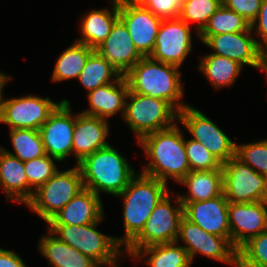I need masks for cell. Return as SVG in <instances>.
<instances>
[{
  "label": "cell",
  "instance_id": "cell-1",
  "mask_svg": "<svg viewBox=\"0 0 267 267\" xmlns=\"http://www.w3.org/2000/svg\"><path fill=\"white\" fill-rule=\"evenodd\" d=\"M174 126L145 135L138 143L143 148L148 164L142 173L167 183L173 178L179 183L191 170L187 160L185 138Z\"/></svg>",
  "mask_w": 267,
  "mask_h": 267
},
{
  "label": "cell",
  "instance_id": "cell-2",
  "mask_svg": "<svg viewBox=\"0 0 267 267\" xmlns=\"http://www.w3.org/2000/svg\"><path fill=\"white\" fill-rule=\"evenodd\" d=\"M168 184L140 172L118 195L123 199L124 236L115 237L126 247L144 228L156 205L169 193Z\"/></svg>",
  "mask_w": 267,
  "mask_h": 267
},
{
  "label": "cell",
  "instance_id": "cell-3",
  "mask_svg": "<svg viewBox=\"0 0 267 267\" xmlns=\"http://www.w3.org/2000/svg\"><path fill=\"white\" fill-rule=\"evenodd\" d=\"M179 70L148 56L140 59L124 77L130 92L166 100L181 111L188 104L180 102L184 93Z\"/></svg>",
  "mask_w": 267,
  "mask_h": 267
},
{
  "label": "cell",
  "instance_id": "cell-4",
  "mask_svg": "<svg viewBox=\"0 0 267 267\" xmlns=\"http://www.w3.org/2000/svg\"><path fill=\"white\" fill-rule=\"evenodd\" d=\"M119 153L109 144L79 162L83 187L99 196L100 192H104L118 197L136 174Z\"/></svg>",
  "mask_w": 267,
  "mask_h": 267
},
{
  "label": "cell",
  "instance_id": "cell-5",
  "mask_svg": "<svg viewBox=\"0 0 267 267\" xmlns=\"http://www.w3.org/2000/svg\"><path fill=\"white\" fill-rule=\"evenodd\" d=\"M103 218L85 225L48 226L47 229L59 240L95 260L101 267H118L116 263L124 253V250H120L123 246L115 237L105 235L96 229Z\"/></svg>",
  "mask_w": 267,
  "mask_h": 267
},
{
  "label": "cell",
  "instance_id": "cell-6",
  "mask_svg": "<svg viewBox=\"0 0 267 267\" xmlns=\"http://www.w3.org/2000/svg\"><path fill=\"white\" fill-rule=\"evenodd\" d=\"M124 121L138 142L145 136L156 131L174 126L178 121L179 111L168 101L130 92L127 95Z\"/></svg>",
  "mask_w": 267,
  "mask_h": 267
},
{
  "label": "cell",
  "instance_id": "cell-7",
  "mask_svg": "<svg viewBox=\"0 0 267 267\" xmlns=\"http://www.w3.org/2000/svg\"><path fill=\"white\" fill-rule=\"evenodd\" d=\"M169 195L170 192L156 205L142 231L124 248V255L132 257L144 247L176 242L184 208L179 196L175 198L178 205L174 207Z\"/></svg>",
  "mask_w": 267,
  "mask_h": 267
},
{
  "label": "cell",
  "instance_id": "cell-8",
  "mask_svg": "<svg viewBox=\"0 0 267 267\" xmlns=\"http://www.w3.org/2000/svg\"><path fill=\"white\" fill-rule=\"evenodd\" d=\"M83 188L78 165L68 170H58L34 192L26 206L48 223Z\"/></svg>",
  "mask_w": 267,
  "mask_h": 267
},
{
  "label": "cell",
  "instance_id": "cell-9",
  "mask_svg": "<svg viewBox=\"0 0 267 267\" xmlns=\"http://www.w3.org/2000/svg\"><path fill=\"white\" fill-rule=\"evenodd\" d=\"M9 80L10 76L0 87V122L8 124L9 129L39 130L62 101L55 103L49 97L35 95L6 100L2 91Z\"/></svg>",
  "mask_w": 267,
  "mask_h": 267
},
{
  "label": "cell",
  "instance_id": "cell-10",
  "mask_svg": "<svg viewBox=\"0 0 267 267\" xmlns=\"http://www.w3.org/2000/svg\"><path fill=\"white\" fill-rule=\"evenodd\" d=\"M223 193L229 203L267 201V178L236 156L222 164Z\"/></svg>",
  "mask_w": 267,
  "mask_h": 267
},
{
  "label": "cell",
  "instance_id": "cell-11",
  "mask_svg": "<svg viewBox=\"0 0 267 267\" xmlns=\"http://www.w3.org/2000/svg\"><path fill=\"white\" fill-rule=\"evenodd\" d=\"M179 123L201 142L222 164L236 156V142L230 139L212 120L194 106H186L178 113Z\"/></svg>",
  "mask_w": 267,
  "mask_h": 267
},
{
  "label": "cell",
  "instance_id": "cell-12",
  "mask_svg": "<svg viewBox=\"0 0 267 267\" xmlns=\"http://www.w3.org/2000/svg\"><path fill=\"white\" fill-rule=\"evenodd\" d=\"M190 28L179 17L162 19L150 57L180 68L192 50Z\"/></svg>",
  "mask_w": 267,
  "mask_h": 267
},
{
  "label": "cell",
  "instance_id": "cell-13",
  "mask_svg": "<svg viewBox=\"0 0 267 267\" xmlns=\"http://www.w3.org/2000/svg\"><path fill=\"white\" fill-rule=\"evenodd\" d=\"M49 116L39 128L47 155L60 161L73 153V134L75 115L72 114L70 102L66 99Z\"/></svg>",
  "mask_w": 267,
  "mask_h": 267
},
{
  "label": "cell",
  "instance_id": "cell-14",
  "mask_svg": "<svg viewBox=\"0 0 267 267\" xmlns=\"http://www.w3.org/2000/svg\"><path fill=\"white\" fill-rule=\"evenodd\" d=\"M180 239L185 242L183 247L191 262L197 253H201L207 258L230 265L236 250L228 238L209 234L185 216L180 221L176 242L179 243Z\"/></svg>",
  "mask_w": 267,
  "mask_h": 267
},
{
  "label": "cell",
  "instance_id": "cell-15",
  "mask_svg": "<svg viewBox=\"0 0 267 267\" xmlns=\"http://www.w3.org/2000/svg\"><path fill=\"white\" fill-rule=\"evenodd\" d=\"M118 9L119 19L125 24L136 49L143 57L150 56L162 18L140 2L120 3Z\"/></svg>",
  "mask_w": 267,
  "mask_h": 267
},
{
  "label": "cell",
  "instance_id": "cell-16",
  "mask_svg": "<svg viewBox=\"0 0 267 267\" xmlns=\"http://www.w3.org/2000/svg\"><path fill=\"white\" fill-rule=\"evenodd\" d=\"M230 241L239 249L250 238L267 230V201L229 203Z\"/></svg>",
  "mask_w": 267,
  "mask_h": 267
},
{
  "label": "cell",
  "instance_id": "cell-17",
  "mask_svg": "<svg viewBox=\"0 0 267 267\" xmlns=\"http://www.w3.org/2000/svg\"><path fill=\"white\" fill-rule=\"evenodd\" d=\"M252 28L245 32L198 36L202 43L214 50L212 54L227 57L241 64L259 68L260 47L252 37Z\"/></svg>",
  "mask_w": 267,
  "mask_h": 267
},
{
  "label": "cell",
  "instance_id": "cell-18",
  "mask_svg": "<svg viewBox=\"0 0 267 267\" xmlns=\"http://www.w3.org/2000/svg\"><path fill=\"white\" fill-rule=\"evenodd\" d=\"M184 216L209 234L230 240L228 205L224 193L220 196L191 203H182Z\"/></svg>",
  "mask_w": 267,
  "mask_h": 267
},
{
  "label": "cell",
  "instance_id": "cell-19",
  "mask_svg": "<svg viewBox=\"0 0 267 267\" xmlns=\"http://www.w3.org/2000/svg\"><path fill=\"white\" fill-rule=\"evenodd\" d=\"M124 76L143 56L136 49L125 26L118 19L108 37L95 49Z\"/></svg>",
  "mask_w": 267,
  "mask_h": 267
},
{
  "label": "cell",
  "instance_id": "cell-20",
  "mask_svg": "<svg viewBox=\"0 0 267 267\" xmlns=\"http://www.w3.org/2000/svg\"><path fill=\"white\" fill-rule=\"evenodd\" d=\"M108 134L109 123L107 120L83 113L75 115L72 147L76 165L85 157L109 145L106 141Z\"/></svg>",
  "mask_w": 267,
  "mask_h": 267
},
{
  "label": "cell",
  "instance_id": "cell-21",
  "mask_svg": "<svg viewBox=\"0 0 267 267\" xmlns=\"http://www.w3.org/2000/svg\"><path fill=\"white\" fill-rule=\"evenodd\" d=\"M101 196L83 188L47 224L48 226L85 225L104 217Z\"/></svg>",
  "mask_w": 267,
  "mask_h": 267
},
{
  "label": "cell",
  "instance_id": "cell-22",
  "mask_svg": "<svg viewBox=\"0 0 267 267\" xmlns=\"http://www.w3.org/2000/svg\"><path fill=\"white\" fill-rule=\"evenodd\" d=\"M129 93L127 80L122 76L118 81L103 85L88 92L89 109L81 113L105 120L121 112L125 113L126 98Z\"/></svg>",
  "mask_w": 267,
  "mask_h": 267
},
{
  "label": "cell",
  "instance_id": "cell-23",
  "mask_svg": "<svg viewBox=\"0 0 267 267\" xmlns=\"http://www.w3.org/2000/svg\"><path fill=\"white\" fill-rule=\"evenodd\" d=\"M0 187L6 192V199L23 203L29 202V183L24 162L8 154L0 146Z\"/></svg>",
  "mask_w": 267,
  "mask_h": 267
},
{
  "label": "cell",
  "instance_id": "cell-24",
  "mask_svg": "<svg viewBox=\"0 0 267 267\" xmlns=\"http://www.w3.org/2000/svg\"><path fill=\"white\" fill-rule=\"evenodd\" d=\"M41 236L38 249L51 267H101L95 260L59 240L49 230Z\"/></svg>",
  "mask_w": 267,
  "mask_h": 267
},
{
  "label": "cell",
  "instance_id": "cell-25",
  "mask_svg": "<svg viewBox=\"0 0 267 267\" xmlns=\"http://www.w3.org/2000/svg\"><path fill=\"white\" fill-rule=\"evenodd\" d=\"M179 184L186 185L188 195H178L181 203L206 201L223 193L222 169L190 171Z\"/></svg>",
  "mask_w": 267,
  "mask_h": 267
},
{
  "label": "cell",
  "instance_id": "cell-26",
  "mask_svg": "<svg viewBox=\"0 0 267 267\" xmlns=\"http://www.w3.org/2000/svg\"><path fill=\"white\" fill-rule=\"evenodd\" d=\"M110 9H93L83 16L79 27L82 37L76 39V42L96 49L108 37L113 25L119 19L118 4L113 2Z\"/></svg>",
  "mask_w": 267,
  "mask_h": 267
},
{
  "label": "cell",
  "instance_id": "cell-27",
  "mask_svg": "<svg viewBox=\"0 0 267 267\" xmlns=\"http://www.w3.org/2000/svg\"><path fill=\"white\" fill-rule=\"evenodd\" d=\"M200 59L198 69L217 90L223 86H232L243 68L234 60L212 53H208Z\"/></svg>",
  "mask_w": 267,
  "mask_h": 267
},
{
  "label": "cell",
  "instance_id": "cell-28",
  "mask_svg": "<svg viewBox=\"0 0 267 267\" xmlns=\"http://www.w3.org/2000/svg\"><path fill=\"white\" fill-rule=\"evenodd\" d=\"M142 257L147 258L149 267H190L192 263L186 249L177 242L144 247L132 256L134 260Z\"/></svg>",
  "mask_w": 267,
  "mask_h": 267
},
{
  "label": "cell",
  "instance_id": "cell-29",
  "mask_svg": "<svg viewBox=\"0 0 267 267\" xmlns=\"http://www.w3.org/2000/svg\"><path fill=\"white\" fill-rule=\"evenodd\" d=\"M122 74L96 50L89 56L77 80L88 92L118 81Z\"/></svg>",
  "mask_w": 267,
  "mask_h": 267
},
{
  "label": "cell",
  "instance_id": "cell-30",
  "mask_svg": "<svg viewBox=\"0 0 267 267\" xmlns=\"http://www.w3.org/2000/svg\"><path fill=\"white\" fill-rule=\"evenodd\" d=\"M95 49L79 42H73L57 59L52 81L60 82L79 77L89 56Z\"/></svg>",
  "mask_w": 267,
  "mask_h": 267
},
{
  "label": "cell",
  "instance_id": "cell-31",
  "mask_svg": "<svg viewBox=\"0 0 267 267\" xmlns=\"http://www.w3.org/2000/svg\"><path fill=\"white\" fill-rule=\"evenodd\" d=\"M9 131L15 154L1 147L8 154L22 162L46 155L39 130L23 128L9 129Z\"/></svg>",
  "mask_w": 267,
  "mask_h": 267
},
{
  "label": "cell",
  "instance_id": "cell-32",
  "mask_svg": "<svg viewBox=\"0 0 267 267\" xmlns=\"http://www.w3.org/2000/svg\"><path fill=\"white\" fill-rule=\"evenodd\" d=\"M250 28L251 25L241 15L222 4L209 18L207 25L199 33V36L245 32Z\"/></svg>",
  "mask_w": 267,
  "mask_h": 267
},
{
  "label": "cell",
  "instance_id": "cell-33",
  "mask_svg": "<svg viewBox=\"0 0 267 267\" xmlns=\"http://www.w3.org/2000/svg\"><path fill=\"white\" fill-rule=\"evenodd\" d=\"M222 5V0H184L181 3L179 18L190 26L196 22L197 36L207 25L209 18ZM198 23V24H197Z\"/></svg>",
  "mask_w": 267,
  "mask_h": 267
},
{
  "label": "cell",
  "instance_id": "cell-34",
  "mask_svg": "<svg viewBox=\"0 0 267 267\" xmlns=\"http://www.w3.org/2000/svg\"><path fill=\"white\" fill-rule=\"evenodd\" d=\"M54 161L58 160L46 154L24 162L29 183V201L32 199L34 192L59 170Z\"/></svg>",
  "mask_w": 267,
  "mask_h": 267
},
{
  "label": "cell",
  "instance_id": "cell-35",
  "mask_svg": "<svg viewBox=\"0 0 267 267\" xmlns=\"http://www.w3.org/2000/svg\"><path fill=\"white\" fill-rule=\"evenodd\" d=\"M236 157L267 178V139L248 144H236Z\"/></svg>",
  "mask_w": 267,
  "mask_h": 267
},
{
  "label": "cell",
  "instance_id": "cell-36",
  "mask_svg": "<svg viewBox=\"0 0 267 267\" xmlns=\"http://www.w3.org/2000/svg\"><path fill=\"white\" fill-rule=\"evenodd\" d=\"M185 149L191 171L222 168V163L201 142L193 139L185 140Z\"/></svg>",
  "mask_w": 267,
  "mask_h": 267
},
{
  "label": "cell",
  "instance_id": "cell-37",
  "mask_svg": "<svg viewBox=\"0 0 267 267\" xmlns=\"http://www.w3.org/2000/svg\"><path fill=\"white\" fill-rule=\"evenodd\" d=\"M239 250L252 261L267 266V230L250 238Z\"/></svg>",
  "mask_w": 267,
  "mask_h": 267
},
{
  "label": "cell",
  "instance_id": "cell-38",
  "mask_svg": "<svg viewBox=\"0 0 267 267\" xmlns=\"http://www.w3.org/2000/svg\"><path fill=\"white\" fill-rule=\"evenodd\" d=\"M139 2L162 19L178 18L182 3L180 0H140Z\"/></svg>",
  "mask_w": 267,
  "mask_h": 267
},
{
  "label": "cell",
  "instance_id": "cell-39",
  "mask_svg": "<svg viewBox=\"0 0 267 267\" xmlns=\"http://www.w3.org/2000/svg\"><path fill=\"white\" fill-rule=\"evenodd\" d=\"M262 0H222V4L241 15L250 25L257 18Z\"/></svg>",
  "mask_w": 267,
  "mask_h": 267
},
{
  "label": "cell",
  "instance_id": "cell-40",
  "mask_svg": "<svg viewBox=\"0 0 267 267\" xmlns=\"http://www.w3.org/2000/svg\"><path fill=\"white\" fill-rule=\"evenodd\" d=\"M258 24H257V23ZM254 27L256 28L254 30ZM252 30L256 31L261 40L257 41L258 46L261 48L267 45V0H262L261 7L257 18L251 24Z\"/></svg>",
  "mask_w": 267,
  "mask_h": 267
},
{
  "label": "cell",
  "instance_id": "cell-41",
  "mask_svg": "<svg viewBox=\"0 0 267 267\" xmlns=\"http://www.w3.org/2000/svg\"><path fill=\"white\" fill-rule=\"evenodd\" d=\"M0 267H27L15 252L0 248Z\"/></svg>",
  "mask_w": 267,
  "mask_h": 267
},
{
  "label": "cell",
  "instance_id": "cell-42",
  "mask_svg": "<svg viewBox=\"0 0 267 267\" xmlns=\"http://www.w3.org/2000/svg\"><path fill=\"white\" fill-rule=\"evenodd\" d=\"M230 265L235 267H267L261 263L252 261L247 256H245L239 249H236L232 256V261Z\"/></svg>",
  "mask_w": 267,
  "mask_h": 267
},
{
  "label": "cell",
  "instance_id": "cell-43",
  "mask_svg": "<svg viewBox=\"0 0 267 267\" xmlns=\"http://www.w3.org/2000/svg\"><path fill=\"white\" fill-rule=\"evenodd\" d=\"M258 69L266 73V79H267V45L260 48V58H259Z\"/></svg>",
  "mask_w": 267,
  "mask_h": 267
},
{
  "label": "cell",
  "instance_id": "cell-44",
  "mask_svg": "<svg viewBox=\"0 0 267 267\" xmlns=\"http://www.w3.org/2000/svg\"><path fill=\"white\" fill-rule=\"evenodd\" d=\"M140 0H112V2H115L117 4L124 3V2H139Z\"/></svg>",
  "mask_w": 267,
  "mask_h": 267
},
{
  "label": "cell",
  "instance_id": "cell-45",
  "mask_svg": "<svg viewBox=\"0 0 267 267\" xmlns=\"http://www.w3.org/2000/svg\"><path fill=\"white\" fill-rule=\"evenodd\" d=\"M8 77V75H6V73H2L0 72V87L2 85V83L4 82V80Z\"/></svg>",
  "mask_w": 267,
  "mask_h": 267
}]
</instances>
